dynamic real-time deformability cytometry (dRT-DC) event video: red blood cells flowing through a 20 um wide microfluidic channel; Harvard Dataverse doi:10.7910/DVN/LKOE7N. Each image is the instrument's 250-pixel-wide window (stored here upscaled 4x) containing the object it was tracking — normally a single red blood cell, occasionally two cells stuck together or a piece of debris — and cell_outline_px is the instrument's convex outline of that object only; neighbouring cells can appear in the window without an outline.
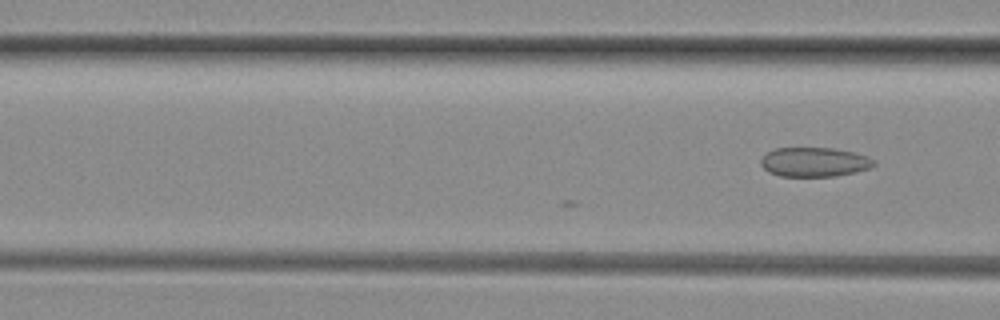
{"species": "common noctule bat (a hibernating species)", "species_latin": "Nyctalus noctula", "temperature_condition": "room temperature", "stored_images_in_passage": 4, "camera_frame_rate_fps": 3000, "um_per_image_px": 0.085, "animal": {"sex": "female", "body_mass_g": 29.2, "forearm_length_mm": 56.3}, "frame": {"image": 1, "passage_image": 4, "time_ms": 1.0, "image_size_px": [1000, 320], "cell_outline_px": [[876, 164], [872, 168], [856, 172], [836, 176], [780, 176], [768, 172], [760, 164], [760, 160], [768, 152], [776, 148], [832, 148], [852, 152], [868, 156], [876, 160]], "centroid_in_image_um": [69.26, 13.78], "position_along_channel_um": 97.3, "area_um2": 19.42}}